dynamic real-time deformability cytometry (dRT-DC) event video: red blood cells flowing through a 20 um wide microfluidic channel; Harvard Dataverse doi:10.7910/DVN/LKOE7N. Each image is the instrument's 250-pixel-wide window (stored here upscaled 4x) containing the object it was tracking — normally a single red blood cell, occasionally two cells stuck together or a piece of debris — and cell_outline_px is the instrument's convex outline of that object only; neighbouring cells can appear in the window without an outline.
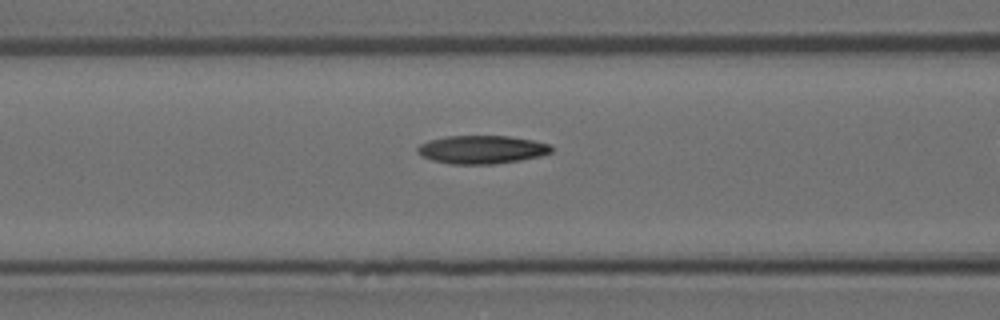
{"species": "Egyptian fruit bat (a non-hibernating species)", "species_latin": "Rousettus aegyptiacus", "temperature_condition": "room temperature", "stored_images_in_passage": 18, "camera_frame_rate_fps": 3000, "um_per_image_px": 0.085, "animal": {"sex": "female"}, "frame": {"image": 1, "passage_image": 13, "time_ms": 4.0, "image_size_px": [1000, 320], "cell_outline_px": [[552, 152], [540, 156], [520, 160], [492, 164], [452, 164], [432, 160], [424, 156], [416, 148], [420, 144], [428, 140], [444, 136], [508, 136], [532, 140], [552, 144]], "centroid_in_image_um": [40.98, 12.7], "position_along_channel_um": 125.6, "area_um2": 21.96}}
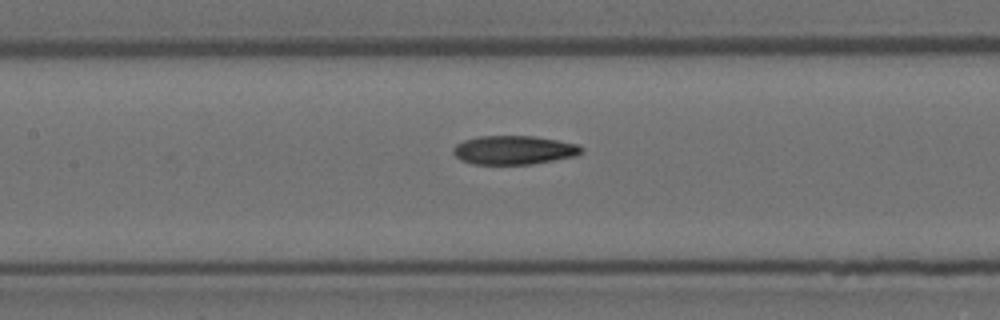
{"frame": {"image": 2, "passage_image": 16, "time_ms": 5.0, "image_size_px": [1000, 320], "cell_outline_px": [[584, 148], [576, 156], [532, 164], [472, 164], [460, 160], [452, 152], [452, 148], [456, 144], [464, 140], [476, 136], [536, 136], [576, 144]], "centroid_in_image_um": [43.63, 12.75], "position_along_channel_um": 163.8, "area_um2": 21.56}}